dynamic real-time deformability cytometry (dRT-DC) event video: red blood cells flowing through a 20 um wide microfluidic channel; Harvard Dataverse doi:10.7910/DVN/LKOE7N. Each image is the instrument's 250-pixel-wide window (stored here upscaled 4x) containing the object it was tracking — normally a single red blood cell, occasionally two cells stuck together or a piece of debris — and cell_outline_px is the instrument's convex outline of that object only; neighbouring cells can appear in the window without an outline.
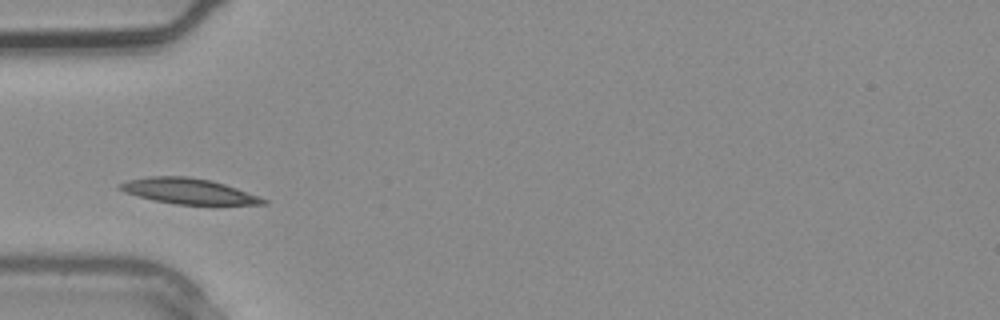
{"species": "common noctule bat (a hibernating species)", "species_latin": "Nyctalus noctula", "temperature_condition": "warm", "stored_images_in_passage": 2, "camera_frame_rate_fps": 3000, "um_per_image_px": 0.085, "animal": {"sex": "male", "body_mass_g": 20.4}, "frame": {"image": 1, "passage_image": 2, "time_ms": 0.333, "image_size_px": [1000, 320], "cell_outline_px": [[268, 204], [176, 204], [156, 200], [124, 192], [116, 188], [116, 184], [128, 180], [148, 176], [188, 176], [212, 180], [260, 196], [268, 200]], "centroid_in_image_um": [16.0, 16.23], "position_along_channel_um": 69.0, "area_um2": 21.21}}